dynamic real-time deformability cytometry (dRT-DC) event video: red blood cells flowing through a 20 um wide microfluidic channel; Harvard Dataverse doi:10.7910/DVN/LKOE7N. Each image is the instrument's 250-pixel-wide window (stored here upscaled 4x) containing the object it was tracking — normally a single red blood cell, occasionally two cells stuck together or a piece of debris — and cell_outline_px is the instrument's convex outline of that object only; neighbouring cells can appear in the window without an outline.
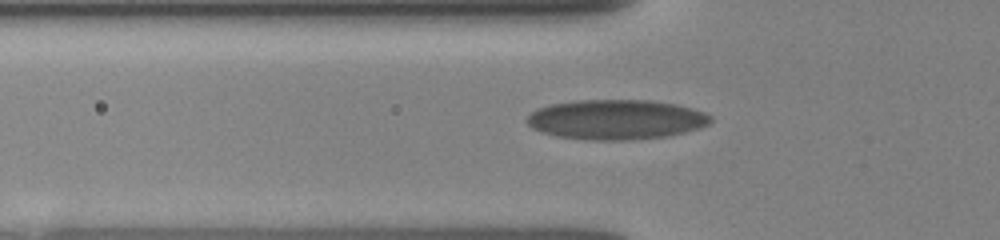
{"species": "human", "species_latin": "Homo sapiens", "temperature_condition": "room temperature", "stored_images_in_passage": 39, "camera_frame_rate_fps": 3000, "um_per_image_px": 0.085, "donor": {"sex": "female"}, "frame": {"image": 1, "passage_image": 4, "time_ms": 0.667, "image_size_px": [1000, 240], "cell_outline_px": [[712, 120], [708, 124], [700, 128], [668, 136], [632, 140], [588, 140], [556, 136], [532, 128], [524, 120], [536, 108], [552, 104], [576, 100], [648, 100], [676, 104], [692, 108], [704, 112], [712, 116]], "centroid_in_image_um": [52.37, 10.16], "position_along_channel_um": 73.4, "area_um2": 42.83}}
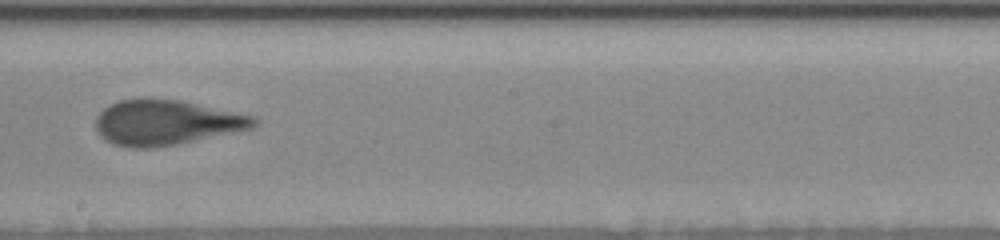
{"frame": {"image": 2, "passage_image": 18, "time_ms": 4.667, "image_size_px": [1000, 240], "cell_outline_px": [[260, 120], [252, 128], [180, 144], [152, 148], [132, 148], [116, 144], [104, 140], [96, 132], [96, 116], [104, 108], [120, 100], [144, 96], [152, 96], [184, 100], [256, 116]], "centroid_in_image_um": [14.14, 10.38], "position_along_channel_um": 234.1, "area_um2": 42.6}}
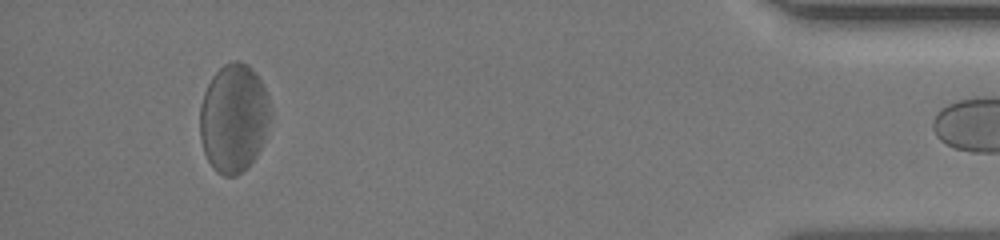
{"frame": {"image": 3, "passage_image": 38, "time_ms": 10.667, "image_size_px": [1000, 240], "cell_outline_px": [[272, 112], [264, 140], [256, 156], [236, 176], [224, 176], [216, 172], [212, 168], [204, 152], [200, 136], [200, 108], [204, 92], [212, 76], [224, 64], [232, 60], [240, 60], [248, 64], [256, 72], [268, 96]], "centroid_in_image_um": [19.87, 10.01], "position_along_channel_um": 415.3, "area_um2": 44.8}}